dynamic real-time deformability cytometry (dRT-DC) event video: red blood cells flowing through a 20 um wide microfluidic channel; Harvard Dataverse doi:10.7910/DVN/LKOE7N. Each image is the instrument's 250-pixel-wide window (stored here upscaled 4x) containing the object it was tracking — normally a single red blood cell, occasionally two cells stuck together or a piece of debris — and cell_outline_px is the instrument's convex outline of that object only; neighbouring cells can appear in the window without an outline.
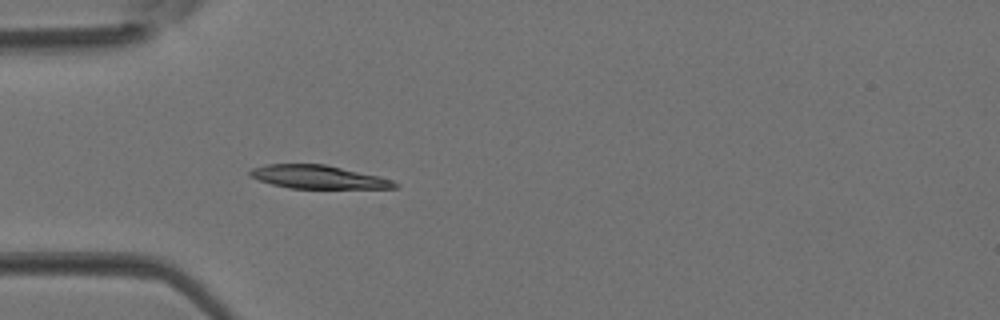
{"species": "Egyptian fruit bat (a non-hibernating species)", "species_latin": "Rousettus aegyptiacus", "temperature_condition": "room temperature", "stored_images_in_passage": 3, "camera_frame_rate_fps": 3000, "um_per_image_px": 0.085, "animal": {"sex": "female"}, "frame": {"image": 1, "passage_image": 3, "time_ms": 0.667, "image_size_px": [1000, 320], "cell_outline_px": [[400, 188], [288, 188], [272, 184], [248, 176], [248, 172], [252, 168], [264, 164], [324, 164], [376, 176], [392, 180], [400, 184]], "centroid_in_image_um": [27.0, 15.04], "position_along_channel_um": 58.0, "area_um2": 19.48}}